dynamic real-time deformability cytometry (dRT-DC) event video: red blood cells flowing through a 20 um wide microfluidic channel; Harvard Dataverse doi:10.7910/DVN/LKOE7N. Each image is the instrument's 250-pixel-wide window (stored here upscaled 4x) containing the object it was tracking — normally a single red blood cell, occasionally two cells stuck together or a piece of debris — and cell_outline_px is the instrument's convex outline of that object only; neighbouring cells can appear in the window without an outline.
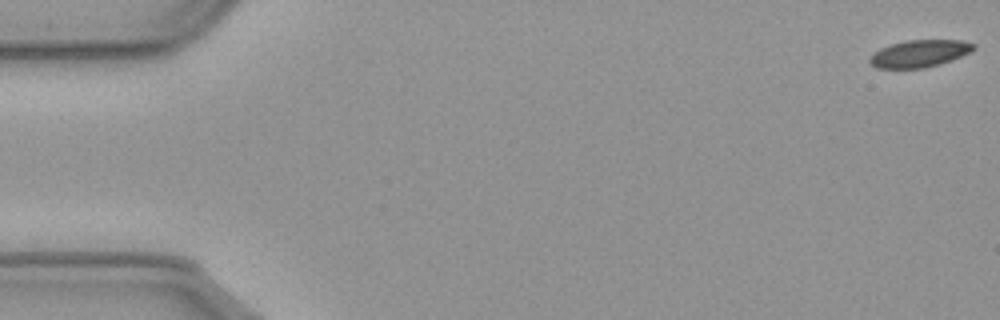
{"species": "common noctule bat (a hibernating species)", "species_latin": "Nyctalus noctula", "temperature_condition": "cold", "stored_images_in_passage": 58, "camera_frame_rate_fps": 3000, "um_per_image_px": 0.085, "animal": {"sex": "male", "body_mass_g": 23.1, "forearm_length_mm": 52.7}, "frame": {"image": 1, "passage_image": 1, "time_ms": 0.0, "image_size_px": [1000, 320], "cell_outline_px": [[976, 48], [952, 60], [940, 64], [924, 68], [876, 68], [868, 60], [880, 48], [904, 40], [960, 40], [976, 44]], "centroid_in_image_um": [78.17, 4.55], "position_along_channel_um": 6.8, "area_um2": 16.3}}
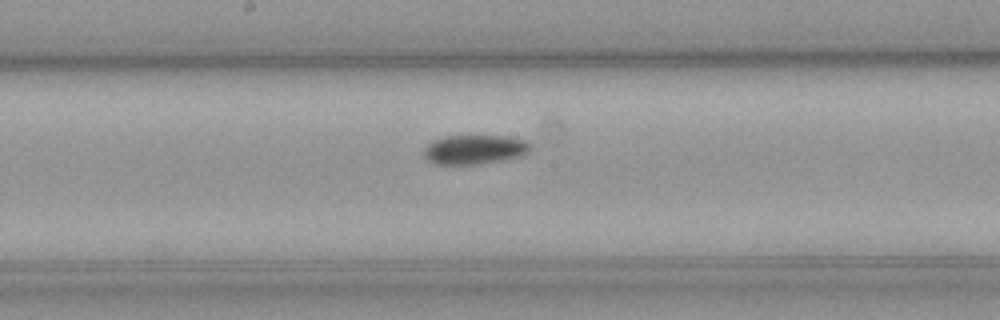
{"frame": {"image": 2, "passage_image": 30, "time_ms": 9.667, "image_size_px": [1000, 320], "cell_outline_px": [[532, 148], [528, 152], [520, 156], [500, 160], [476, 164], [436, 164], [428, 160], [424, 156], [424, 148], [432, 140], [444, 136], [504, 136], [528, 140], [532, 144]], "centroid_in_image_um": [40.35, 12.69], "position_along_channel_um": 207.8, "area_um2": 18.21}}
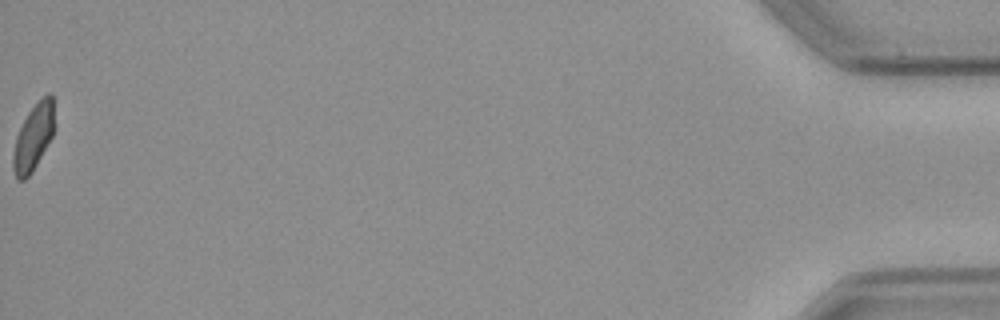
{"frame": {"image": 3, "passage_image": 58, "time_ms": 19.0, "image_size_px": [1000, 320], "cell_outline_px": [[52, 136], [32, 172], [24, 180], [16, 180], [12, 168], [12, 156], [16, 136], [28, 112], [48, 92], [52, 92]], "centroid_in_image_um": [2.79, 11.73], "position_along_channel_um": 432.4, "area_um2": 15.49}}